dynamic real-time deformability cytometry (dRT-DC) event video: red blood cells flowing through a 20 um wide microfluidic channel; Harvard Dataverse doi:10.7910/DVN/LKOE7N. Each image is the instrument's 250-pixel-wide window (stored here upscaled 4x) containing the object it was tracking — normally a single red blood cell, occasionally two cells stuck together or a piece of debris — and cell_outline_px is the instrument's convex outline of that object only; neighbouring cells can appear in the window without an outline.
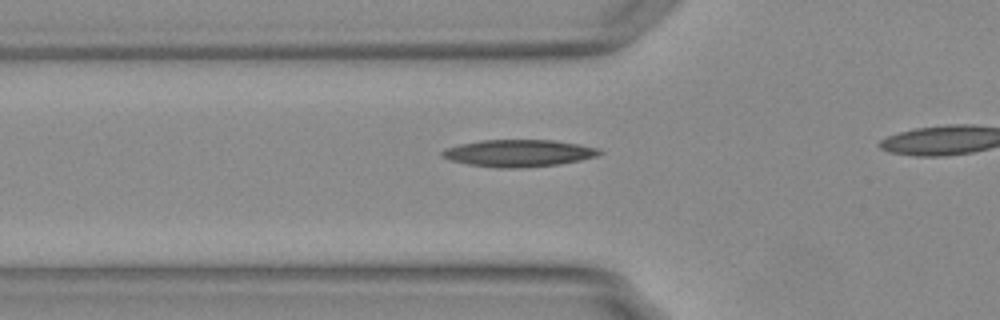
{"species": "Egyptian fruit bat (a non-hibernating species)", "species_latin": "Rousettus aegyptiacus", "temperature_condition": "warm", "stored_images_in_passage": 15, "camera_frame_rate_fps": 3000, "um_per_image_px": 0.085, "animal": {"sex": "female"}, "frame": {"image": 1, "passage_image": 3, "time_ms": 0.667, "image_size_px": [1000, 320], "cell_outline_px": [[604, 152], [596, 156], [580, 160], [556, 164], [520, 168], [496, 168], [468, 164], [452, 160], [440, 156], [440, 152], [444, 148], [460, 144], [480, 140], [552, 140], [580, 144], [600, 148]], "centroid_in_image_um": [44.07, 13.01], "position_along_channel_um": 81.7, "area_um2": 24.85}}